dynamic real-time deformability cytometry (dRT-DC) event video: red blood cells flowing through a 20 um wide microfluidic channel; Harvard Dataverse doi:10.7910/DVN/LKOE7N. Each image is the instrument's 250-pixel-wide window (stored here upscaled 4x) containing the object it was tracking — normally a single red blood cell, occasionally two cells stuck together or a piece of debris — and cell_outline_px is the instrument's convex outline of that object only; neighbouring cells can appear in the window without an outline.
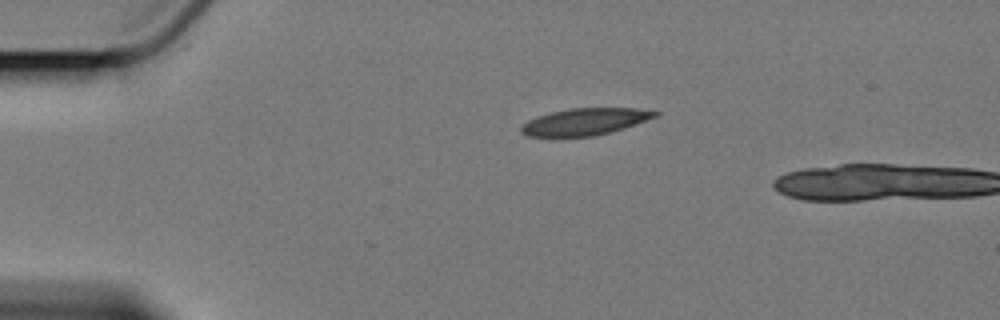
{"species": "Egyptian fruit bat (a non-hibernating species)", "species_latin": "Rousettus aegyptiacus", "temperature_condition": "cold", "stored_images_in_passage": 2, "camera_frame_rate_fps": 3000, "um_per_image_px": 0.085, "animal": {"sex": "female"}, "frame": {"image": 1, "passage_image": 1, "time_ms": 0.0, "image_size_px": [1000, 320], "cell_outline_px": [[660, 112], [656, 116], [624, 128], [592, 136], [528, 136], [520, 132], [520, 128], [528, 120], [536, 116], [568, 108], [636, 108]], "centroid_in_image_um": [49.69, 10.33], "position_along_channel_um": 35.3, "area_um2": 20.63}}